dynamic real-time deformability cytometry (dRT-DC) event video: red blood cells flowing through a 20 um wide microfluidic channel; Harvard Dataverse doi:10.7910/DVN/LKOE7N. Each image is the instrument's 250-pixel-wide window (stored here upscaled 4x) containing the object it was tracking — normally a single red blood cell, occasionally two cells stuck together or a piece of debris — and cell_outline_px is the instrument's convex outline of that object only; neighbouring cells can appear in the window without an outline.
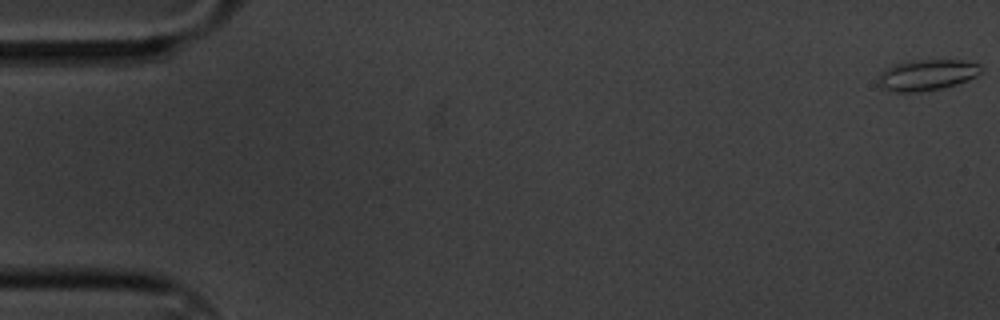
{"species": "common noctule bat (a hibernating species)", "species_latin": "Nyctalus noctula", "temperature_condition": "cold", "stored_images_in_passage": 5, "camera_frame_rate_fps": 3000, "um_per_image_px": 0.085, "animal": {"sex": "male", "body_mass_g": 20.1, "forearm_length_mm": 53.5}, "frame": {"image": 1, "passage_image": 1, "time_ms": 0.0, "image_size_px": [1000, 320], "cell_outline_px": [[980, 72], [976, 76], [968, 80], [944, 88], [912, 92], [892, 92], [880, 88], [880, 72], [884, 68], [892, 64], [920, 60], [964, 60], [980, 64]], "centroid_in_image_um": [78.77, 6.37], "position_along_channel_um": 6.2, "area_um2": 18.5}}
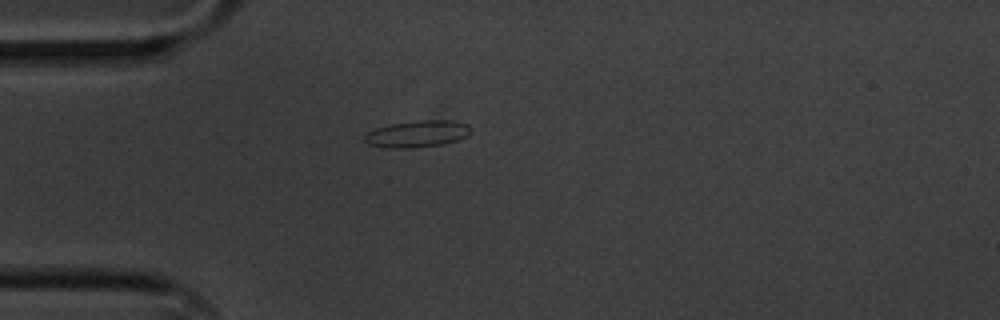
{"frame": {"image": 2, "passage_image": 5, "time_ms": 1.333, "image_size_px": [1000, 320], "cell_outline_px": [[472, 128], [468, 136], [460, 140], [444, 144], [412, 148], [388, 148], [368, 144], [364, 140], [364, 136], [368, 132], [376, 128], [392, 124], [420, 120], [452, 120], [468, 124]], "centroid_in_image_um": [35.52, 11.38], "position_along_channel_um": 49.5, "area_um2": 16.7}}